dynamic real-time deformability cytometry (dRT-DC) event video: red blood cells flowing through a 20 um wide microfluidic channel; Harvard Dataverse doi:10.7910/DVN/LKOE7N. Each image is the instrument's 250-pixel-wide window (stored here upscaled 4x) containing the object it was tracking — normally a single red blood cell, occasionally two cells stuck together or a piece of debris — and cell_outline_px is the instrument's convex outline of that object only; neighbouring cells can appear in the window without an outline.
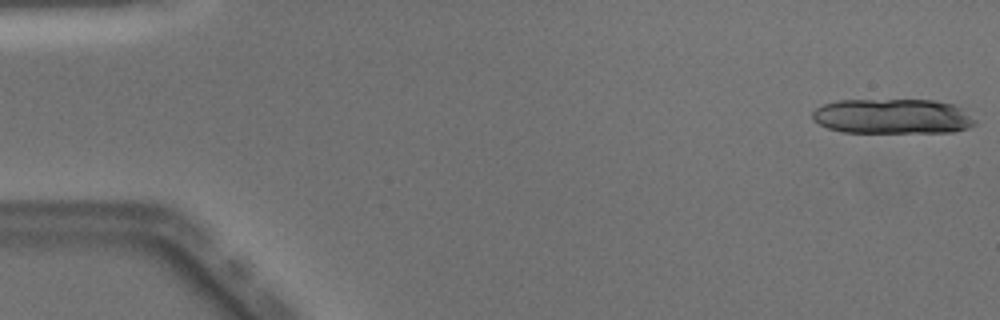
{"species": "Egyptian fruit bat (a non-hibernating species)", "species_latin": "Rousettus aegyptiacus", "temperature_condition": "warm", "stored_images_in_passage": 11, "camera_frame_rate_fps": 3000, "um_per_image_px": 0.085, "animal": {"sex": "male"}, "frame": {"image": 1, "passage_image": 1, "time_ms": 0.0, "image_size_px": [1000, 320], "cell_outline_px": [[976, 124], [968, 128], [952, 132], [840, 132], [828, 128], [812, 120], [812, 112], [816, 108], [824, 104], [840, 100], [936, 100], [952, 104], [964, 108], [976, 120]], "centroid_in_image_um": [75.89, 9.89], "position_along_channel_um": 9.1, "area_um2": 33.41}}